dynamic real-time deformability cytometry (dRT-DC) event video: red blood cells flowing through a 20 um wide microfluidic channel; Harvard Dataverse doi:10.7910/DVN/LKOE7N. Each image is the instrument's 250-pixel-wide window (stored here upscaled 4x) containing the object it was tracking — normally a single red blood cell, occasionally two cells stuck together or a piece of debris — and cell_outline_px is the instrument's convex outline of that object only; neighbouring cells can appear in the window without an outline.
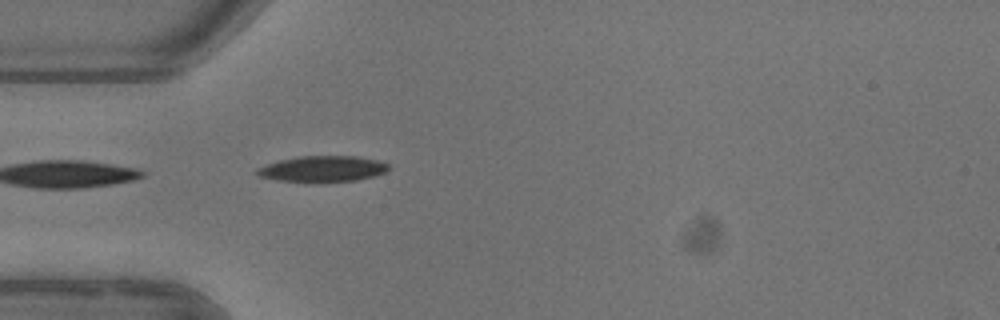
{"species": "common noctule bat (a hibernating species)", "species_latin": "Nyctalus noctula", "temperature_condition": "warm", "stored_images_in_passage": 1, "camera_frame_rate_fps": 3000, "um_per_image_px": 0.085, "animal": {"sex": "female"}, "frame": {"image": 1, "passage_image": 1, "time_ms": 0.0, "image_size_px": [1000, 320], "cell_outline_px": [[388, 172], [376, 176], [356, 180], [320, 184], [276, 180], [260, 176], [256, 172], [256, 168], [280, 160], [296, 156], [356, 156], [376, 160], [388, 164]], "centroid_in_image_um": [27.43, 14.38], "position_along_channel_um": 57.6, "area_um2": 20.4}}